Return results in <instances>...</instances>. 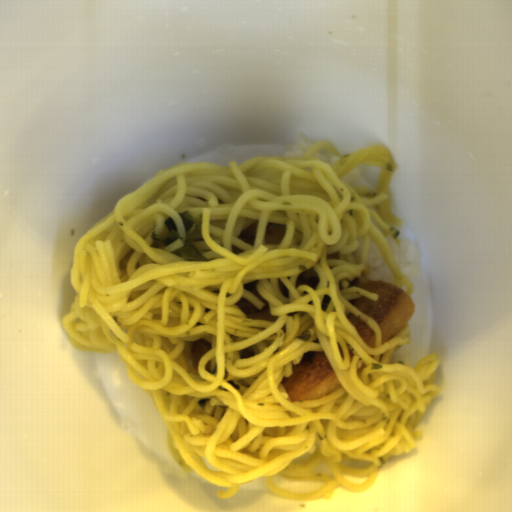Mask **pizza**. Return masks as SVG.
Wrapping results in <instances>:
<instances>
[{
  "label": "pizza",
  "instance_id": "a430de27",
  "mask_svg": "<svg viewBox=\"0 0 512 512\" xmlns=\"http://www.w3.org/2000/svg\"><path fill=\"white\" fill-rule=\"evenodd\" d=\"M212 349L211 343L207 342L204 339H198L195 341L191 347L189 359V364L197 370L198 362L203 354Z\"/></svg>",
  "mask_w": 512,
  "mask_h": 512
},
{
  "label": "pizza",
  "instance_id": "dd6c1bee",
  "mask_svg": "<svg viewBox=\"0 0 512 512\" xmlns=\"http://www.w3.org/2000/svg\"><path fill=\"white\" fill-rule=\"evenodd\" d=\"M350 286H358L377 293L379 300L366 298L348 300L361 313L373 319L381 331V346L391 341L407 325L409 326L414 303L406 289L391 283L368 278L363 272L360 278L350 282Z\"/></svg>",
  "mask_w": 512,
  "mask_h": 512
},
{
  "label": "pizza",
  "instance_id": "d2c48207",
  "mask_svg": "<svg viewBox=\"0 0 512 512\" xmlns=\"http://www.w3.org/2000/svg\"><path fill=\"white\" fill-rule=\"evenodd\" d=\"M281 382L290 403L317 400L342 386L324 351L304 355L300 364H292L291 376H282Z\"/></svg>",
  "mask_w": 512,
  "mask_h": 512
},
{
  "label": "pizza",
  "instance_id": "a6f56289",
  "mask_svg": "<svg viewBox=\"0 0 512 512\" xmlns=\"http://www.w3.org/2000/svg\"><path fill=\"white\" fill-rule=\"evenodd\" d=\"M286 234V224L268 223L266 225L264 245H279Z\"/></svg>",
  "mask_w": 512,
  "mask_h": 512
},
{
  "label": "pizza",
  "instance_id": "a15fb73a",
  "mask_svg": "<svg viewBox=\"0 0 512 512\" xmlns=\"http://www.w3.org/2000/svg\"><path fill=\"white\" fill-rule=\"evenodd\" d=\"M257 281L243 284V286L244 289L258 297L265 304V306L259 310L251 302L242 297L240 301L235 304L244 312L248 319L264 320L274 323L279 317L271 316L269 302L264 299L257 291Z\"/></svg>",
  "mask_w": 512,
  "mask_h": 512
},
{
  "label": "pizza",
  "instance_id": "ec2adc15",
  "mask_svg": "<svg viewBox=\"0 0 512 512\" xmlns=\"http://www.w3.org/2000/svg\"><path fill=\"white\" fill-rule=\"evenodd\" d=\"M319 282H320V276L316 273V271L312 267V268L302 271L300 273V275L296 279L295 287L297 290L299 285H309L315 291Z\"/></svg>",
  "mask_w": 512,
  "mask_h": 512
},
{
  "label": "pizza",
  "instance_id": "6a4850ae",
  "mask_svg": "<svg viewBox=\"0 0 512 512\" xmlns=\"http://www.w3.org/2000/svg\"><path fill=\"white\" fill-rule=\"evenodd\" d=\"M256 229H257V222L245 229L243 232H241L238 236L239 239H241L243 242L248 244L249 246L255 245L256 240Z\"/></svg>",
  "mask_w": 512,
  "mask_h": 512
}]
</instances>
